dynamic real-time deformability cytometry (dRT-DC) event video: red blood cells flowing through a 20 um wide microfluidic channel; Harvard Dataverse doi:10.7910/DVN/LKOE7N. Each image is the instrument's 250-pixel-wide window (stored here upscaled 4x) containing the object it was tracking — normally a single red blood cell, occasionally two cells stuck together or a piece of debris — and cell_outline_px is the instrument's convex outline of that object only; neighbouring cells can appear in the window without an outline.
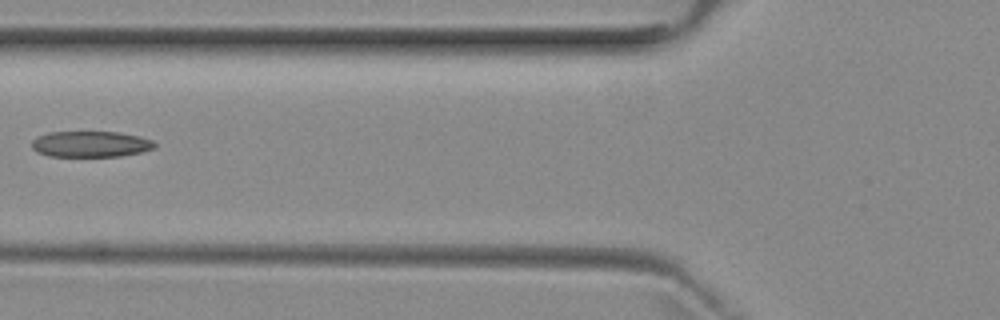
{"species": "common noctule bat (a hibernating species)", "species_latin": "Nyctalus noctula", "temperature_condition": "room temperature", "stored_images_in_passage": 7, "camera_frame_rate_fps": 3000, "um_per_image_px": 0.085, "animal": {"sex": "female", "body_mass_g": 29.2, "forearm_length_mm": 56.3}, "frame": {"image": 1, "passage_image": 7, "time_ms": 6.667, "image_size_px": [1000, 320], "cell_outline_px": [[156, 144], [152, 148], [140, 152], [120, 156], [48, 156], [36, 152], [32, 148], [32, 140], [36, 136], [48, 132], [120, 132], [140, 136], [152, 140]], "centroid_in_image_um": [7.66, 12.24], "position_along_channel_um": 118.1, "area_um2": 18.61}}